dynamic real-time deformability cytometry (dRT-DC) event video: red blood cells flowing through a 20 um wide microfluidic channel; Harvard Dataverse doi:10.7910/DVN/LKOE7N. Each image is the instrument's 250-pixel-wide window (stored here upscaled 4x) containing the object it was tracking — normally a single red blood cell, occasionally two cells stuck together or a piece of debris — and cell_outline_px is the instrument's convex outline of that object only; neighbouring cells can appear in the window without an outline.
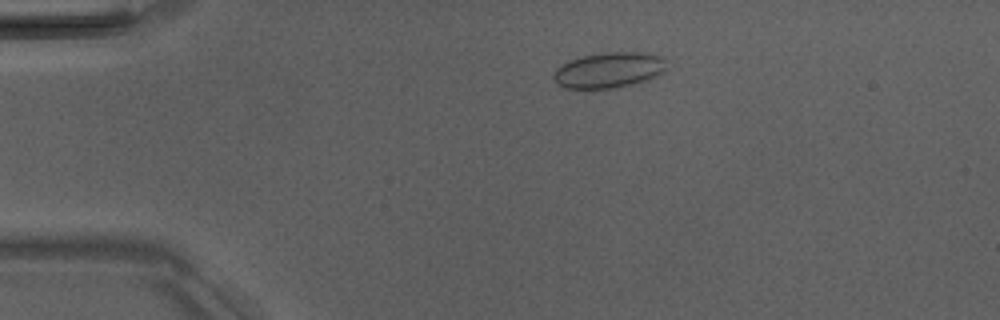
{"species": "Egyptian fruit bat (a non-hibernating species)", "species_latin": "Rousettus aegyptiacus", "temperature_condition": "room temperature", "stored_images_in_passage": 6, "camera_frame_rate_fps": 3000, "um_per_image_px": 0.085, "animal": {"sex": "male"}, "frame": {"image": 1, "passage_image": 6, "time_ms": 6.0, "image_size_px": [1000, 320], "cell_outline_px": [[668, 68], [664, 72], [648, 80], [616, 88], [568, 88], [560, 84], [552, 76], [556, 68], [568, 60], [584, 56], [604, 52], [640, 52], [664, 56]], "centroid_in_image_um": [51.82, 5.94], "position_along_channel_um": 33.2, "area_um2": 23.52}}